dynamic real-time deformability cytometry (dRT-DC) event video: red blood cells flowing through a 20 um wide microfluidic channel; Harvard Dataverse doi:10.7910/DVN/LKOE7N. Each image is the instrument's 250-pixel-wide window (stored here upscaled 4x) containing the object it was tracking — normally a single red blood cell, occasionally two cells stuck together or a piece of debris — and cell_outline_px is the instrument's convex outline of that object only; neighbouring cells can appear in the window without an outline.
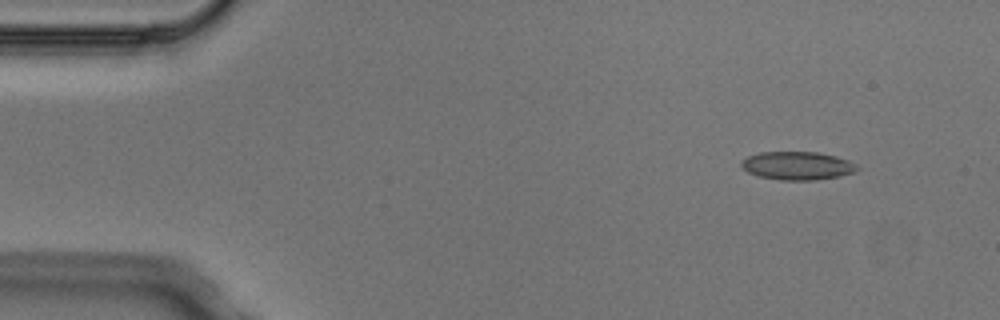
{"species": "Egyptian fruit bat (a non-hibernating species)", "species_latin": "Rousettus aegyptiacus", "temperature_condition": "cold", "stored_images_in_passage": 3, "camera_frame_rate_fps": 3000, "um_per_image_px": 0.085, "animal": {"sex": "male"}, "frame": {"image": 1, "passage_image": 2, "time_ms": 0.333, "image_size_px": [1000, 320], "cell_outline_px": [[860, 168], [856, 172], [840, 176], [812, 180], [780, 180], [756, 176], [748, 172], [740, 164], [740, 160], [748, 156], [760, 152], [816, 152], [836, 156], [848, 160], [856, 164]], "centroid_in_image_um": [67.77, 14.09], "position_along_channel_um": 17.2, "area_um2": 19.19}}